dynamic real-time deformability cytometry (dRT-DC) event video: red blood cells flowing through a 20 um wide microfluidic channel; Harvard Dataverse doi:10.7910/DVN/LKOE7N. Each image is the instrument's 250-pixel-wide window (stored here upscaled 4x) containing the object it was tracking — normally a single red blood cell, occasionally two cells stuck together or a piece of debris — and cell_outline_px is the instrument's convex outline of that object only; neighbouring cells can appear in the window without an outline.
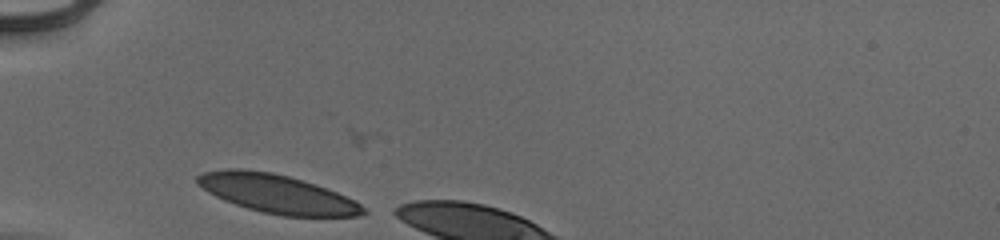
{"species": "human", "species_latin": "Homo sapiens", "temperature_condition": "cold", "stored_images_in_passage": 3, "camera_frame_rate_fps": 3000, "um_per_image_px": 0.085, "donor": {"sex": "male"}, "frame": {"image": 1, "passage_image": 3, "time_ms": 0.667, "image_size_px": [1000, 240], "cell_outline_px": [[368, 212], [360, 216], [280, 216], [248, 208], [224, 200], [208, 192], [196, 184], [196, 176], [204, 172], [228, 168], [240, 168], [272, 172], [288, 176], [336, 192], [360, 204]], "centroid_in_image_um": [23.5, 16.47], "position_along_channel_um": 61.5, "area_um2": 36.88}}